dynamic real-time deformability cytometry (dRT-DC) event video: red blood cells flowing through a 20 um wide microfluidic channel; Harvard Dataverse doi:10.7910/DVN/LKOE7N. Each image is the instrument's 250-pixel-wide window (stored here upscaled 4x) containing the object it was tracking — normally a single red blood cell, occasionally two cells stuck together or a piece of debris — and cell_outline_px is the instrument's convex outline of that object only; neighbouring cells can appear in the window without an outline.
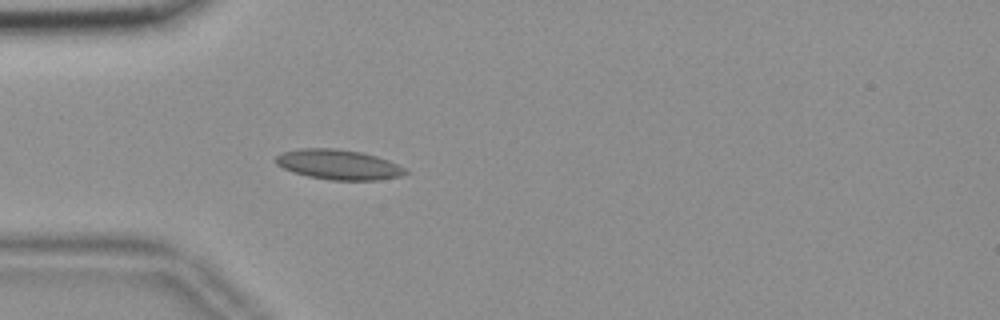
{"species": "common noctule bat (a hibernating species)", "species_latin": "Nyctalus noctula", "temperature_condition": "room temperature", "stored_images_in_passage": 40, "camera_frame_rate_fps": 3000, "um_per_image_px": 0.085, "animal": {"sex": "female", "body_mass_g": 18.4}, "frame": {"image": 1, "passage_image": 1, "time_ms": 0.0, "image_size_px": [1000, 320], "cell_outline_px": [[408, 172], [400, 176], [376, 180], [332, 180], [308, 176], [292, 172], [276, 164], [276, 156], [284, 152], [300, 148], [336, 148], [360, 152], [376, 156], [388, 160], [404, 168]], "centroid_in_image_um": [28.75, 13.98], "position_along_channel_um": 56.2, "area_um2": 22.43}}
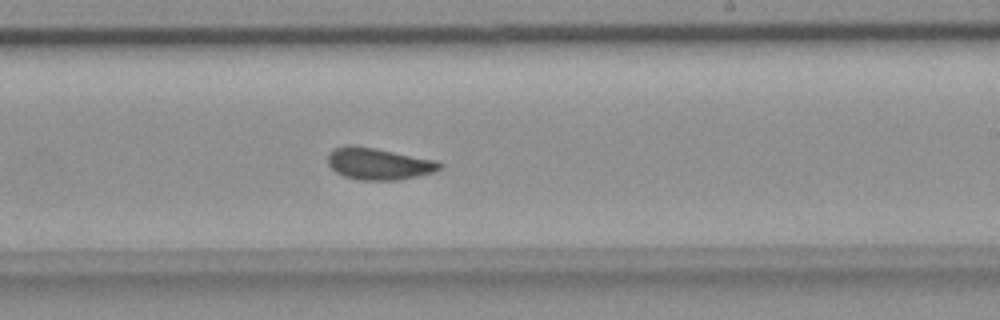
{"frame": {"image": 2, "passage_image": 18, "time_ms": 5.667, "image_size_px": [1000, 320], "cell_outline_px": [[444, 164], [436, 172], [400, 180], [360, 180], [344, 176], [336, 172], [328, 164], [328, 152], [336, 148], [376, 148], [436, 160]], "centroid_in_image_um": [32.26, 13.96], "position_along_channel_um": 256.7, "area_um2": 20.29}}
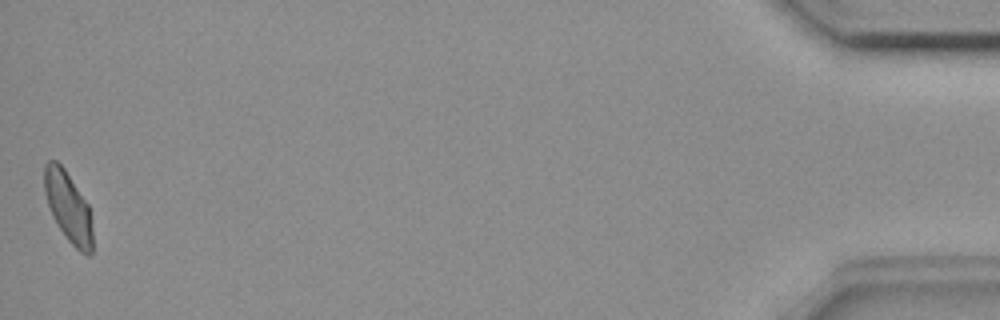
{"frame": {"image": 3, "passage_image": 40, "time_ms": 13.0, "image_size_px": [1000, 320], "cell_outline_px": [[92, 252], [88, 256], [80, 252], [68, 240], [56, 224], [52, 216], [44, 192], [44, 164], [48, 160], [56, 160], [64, 168], [88, 204], [92, 228]], "centroid_in_image_um": [5.78, 17.59], "position_along_channel_um": 429.4, "area_um2": 19.71}, "authors_computed_cell_mechanics": {"area_um2": 20.3456, "velocity_mm_per_s": 3.646, "shape_relaxation_time_tau1_ms": 10.2677, "shape_relaxation_time_tau2_ms": 1.0809, "deformation_change_tau1": 0.1535, "deformation_change_tau2": 0.0589}}